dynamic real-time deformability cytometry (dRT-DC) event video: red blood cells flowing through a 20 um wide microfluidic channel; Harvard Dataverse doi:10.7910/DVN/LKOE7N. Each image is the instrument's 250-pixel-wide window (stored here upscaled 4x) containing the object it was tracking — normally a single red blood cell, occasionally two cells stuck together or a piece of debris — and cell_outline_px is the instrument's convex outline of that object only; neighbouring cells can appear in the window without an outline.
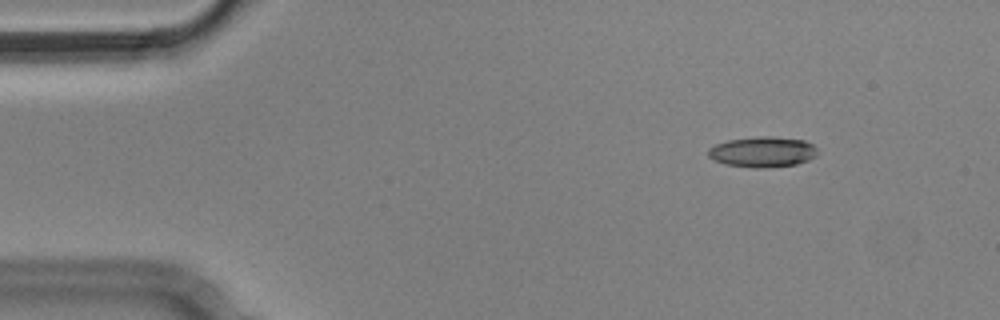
{"species": "Egyptian fruit bat (a non-hibernating species)", "species_latin": "Rousettus aegyptiacus", "temperature_condition": "cold", "stored_images_in_passage": 4, "camera_frame_rate_fps": 3000, "um_per_image_px": 0.085, "animal": {"sex": "male"}, "frame": {"image": 1, "passage_image": 1, "time_ms": 0.0, "image_size_px": [1000, 320], "cell_outline_px": [[816, 156], [808, 160], [796, 164], [768, 168], [752, 168], [724, 164], [708, 156], [708, 148], [716, 144], [728, 140], [760, 136], [772, 136], [804, 140], [812, 144], [816, 148]], "centroid_in_image_um": [64.82, 12.91], "position_along_channel_um": 20.2, "area_um2": 19.48}}